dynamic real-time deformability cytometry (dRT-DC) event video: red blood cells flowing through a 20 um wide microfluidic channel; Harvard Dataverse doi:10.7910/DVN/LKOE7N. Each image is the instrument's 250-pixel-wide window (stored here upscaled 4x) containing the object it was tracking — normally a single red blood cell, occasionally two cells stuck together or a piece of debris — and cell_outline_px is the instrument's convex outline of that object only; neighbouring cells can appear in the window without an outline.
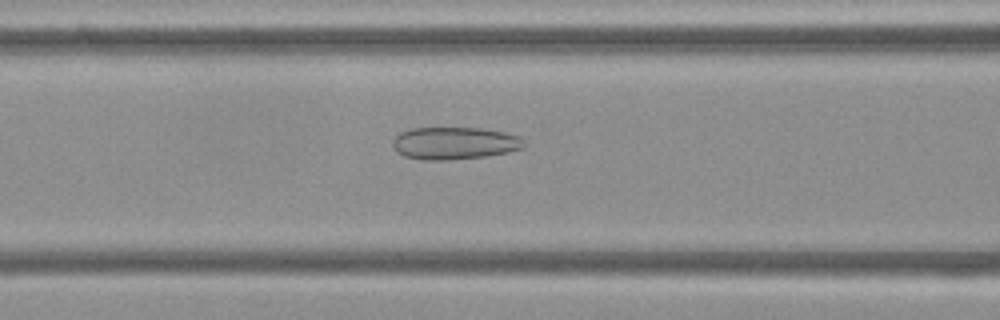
{"species": "Egyptian fruit bat (a non-hibernating species)", "species_latin": "Rousettus aegyptiacus", "temperature_condition": "cold", "stored_images_in_passage": 39, "camera_frame_rate_fps": 3000, "um_per_image_px": 0.085, "frame": {"image": 1, "passage_image": 16, "time_ms": 5.0, "image_size_px": [1000, 320], "cell_outline_px": [[524, 148], [508, 152], [484, 156], [448, 160], [420, 160], [404, 156], [396, 152], [392, 148], [392, 140], [400, 132], [412, 128], [484, 128], [504, 132], [520, 136], [524, 140]], "centroid_in_image_um": [38.61, 12.17], "position_along_channel_um": 128.0, "area_um2": 25.03}}
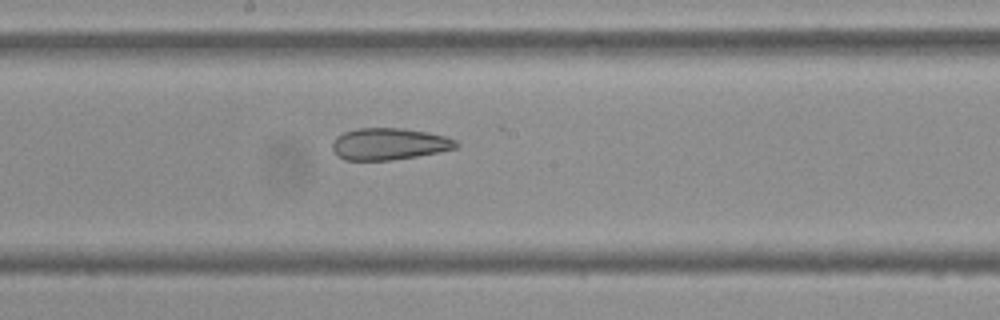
{"frame": {"image": 2, "passage_image": 23, "time_ms": 7.333, "image_size_px": [1000, 320], "cell_outline_px": [[460, 144], [456, 148], [440, 152], [392, 160], [344, 160], [336, 156], [332, 148], [332, 140], [336, 136], [344, 132], [356, 128], [404, 128], [428, 132], [444, 136], [456, 140]], "centroid_in_image_um": [33.05, 12.23], "position_along_channel_um": 215.2, "area_um2": 23.18}}
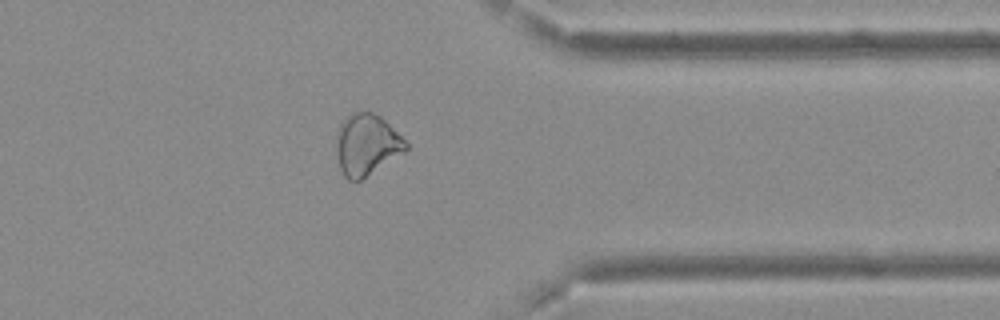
{"frame": {"image": 3, "passage_image": 37, "time_ms": 12.0, "image_size_px": [1000, 320], "cell_outline_px": [[408, 148], [404, 152], [360, 180], [348, 180], [344, 176], [340, 168], [336, 148], [336, 132], [340, 124], [352, 112], [372, 112], [380, 116], [408, 144]], "centroid_in_image_um": [31.13, 12.29], "position_along_channel_um": 380.3, "area_um2": 24.39}}